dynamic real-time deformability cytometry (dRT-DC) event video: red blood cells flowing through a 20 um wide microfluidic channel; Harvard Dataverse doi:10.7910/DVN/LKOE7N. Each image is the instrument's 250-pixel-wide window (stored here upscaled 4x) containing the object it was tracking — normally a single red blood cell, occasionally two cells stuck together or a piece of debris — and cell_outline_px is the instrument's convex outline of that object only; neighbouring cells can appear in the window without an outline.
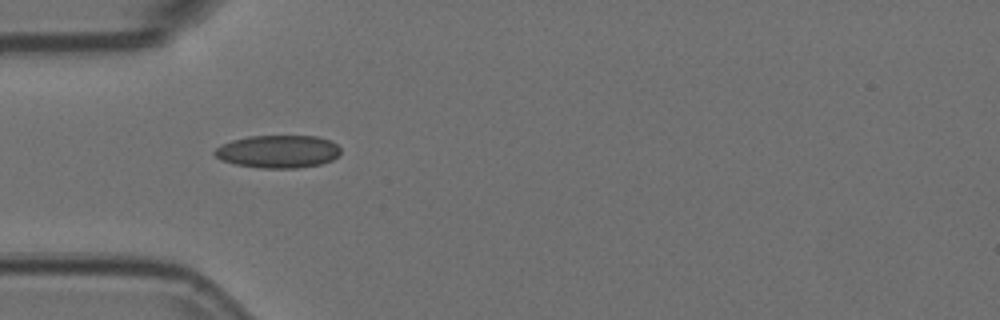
{"species": "Egyptian fruit bat (a non-hibernating species)", "species_latin": "Rousettus aegyptiacus", "temperature_condition": "room temperature", "stored_images_in_passage": 35, "camera_frame_rate_fps": 3000, "um_per_image_px": 0.085, "animal": {"sex": "female"}, "frame": {"image": 1, "passage_image": 1, "time_ms": 0.0, "image_size_px": [1000, 320], "cell_outline_px": [[340, 152], [332, 160], [320, 164], [296, 168], [264, 168], [236, 164], [220, 160], [212, 152], [216, 148], [232, 140], [248, 136], [316, 136], [328, 140], [336, 144], [340, 148]], "centroid_in_image_um": [23.62, 12.88], "position_along_channel_um": 61.4, "area_um2": 23.87}}